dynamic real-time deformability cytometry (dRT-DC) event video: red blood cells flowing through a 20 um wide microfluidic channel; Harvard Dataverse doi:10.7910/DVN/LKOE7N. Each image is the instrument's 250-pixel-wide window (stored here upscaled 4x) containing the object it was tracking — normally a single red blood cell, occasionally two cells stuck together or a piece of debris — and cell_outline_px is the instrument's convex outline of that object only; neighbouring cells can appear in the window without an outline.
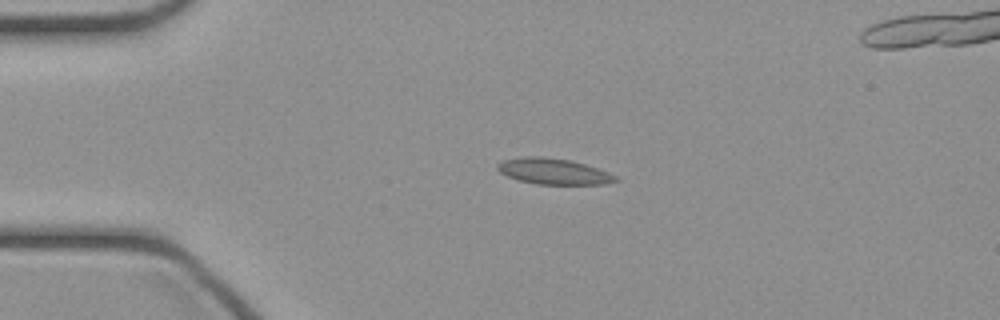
{"species": "common noctule bat (a hibernating species)", "species_latin": "Nyctalus noctula", "temperature_condition": "cold", "stored_images_in_passage": 38, "camera_frame_rate_fps": 3000, "um_per_image_px": 0.085, "animal": {"sex": "female", "body_mass_g": 21.9}, "frame": {"image": 1, "passage_image": 1, "time_ms": 0.0, "image_size_px": [1000, 320], "cell_outline_px": [[620, 180], [604, 184], [536, 184], [520, 180], [508, 176], [500, 172], [496, 168], [496, 164], [504, 160], [520, 156], [544, 156], [568, 160], [584, 164], [620, 176]], "centroid_in_image_um": [47.06, 14.56], "position_along_channel_um": 37.9, "area_um2": 17.86}}
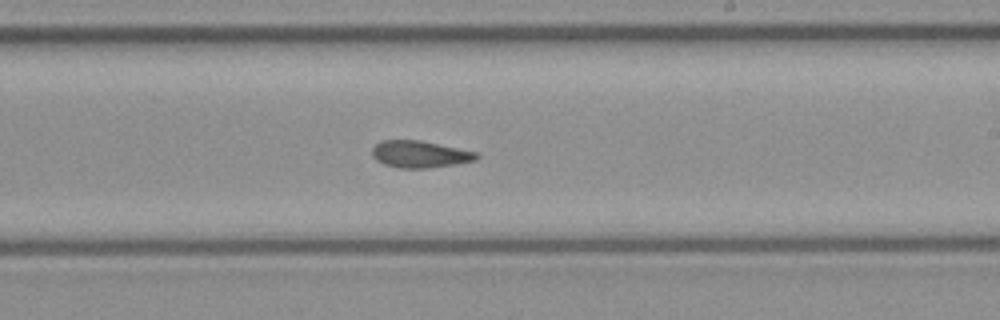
{"frame": {"image": 2, "passage_image": 18, "time_ms": 5.667, "image_size_px": [1000, 320], "cell_outline_px": [[480, 156], [476, 160], [456, 164], [428, 168], [400, 168], [384, 164], [376, 160], [372, 156], [372, 148], [380, 140], [420, 140], [480, 152]], "centroid_in_image_um": [35.72, 13.1], "position_along_channel_um": 253.3, "area_um2": 16.59}}
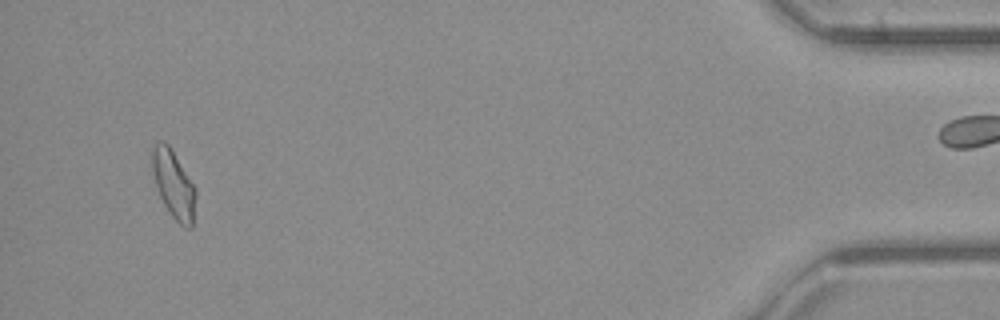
{"frame": {"image": 3, "passage_image": 35, "time_ms": 11.333, "image_size_px": [1000, 320], "cell_outline_px": [[196, 196], [192, 228], [184, 228], [172, 216], [164, 204], [156, 188], [152, 168], [152, 144], [160, 140], [164, 140], [168, 144], [196, 188]], "centroid_in_image_um": [14.75, 15.66], "position_along_channel_um": 420.5, "area_um2": 17.22}}